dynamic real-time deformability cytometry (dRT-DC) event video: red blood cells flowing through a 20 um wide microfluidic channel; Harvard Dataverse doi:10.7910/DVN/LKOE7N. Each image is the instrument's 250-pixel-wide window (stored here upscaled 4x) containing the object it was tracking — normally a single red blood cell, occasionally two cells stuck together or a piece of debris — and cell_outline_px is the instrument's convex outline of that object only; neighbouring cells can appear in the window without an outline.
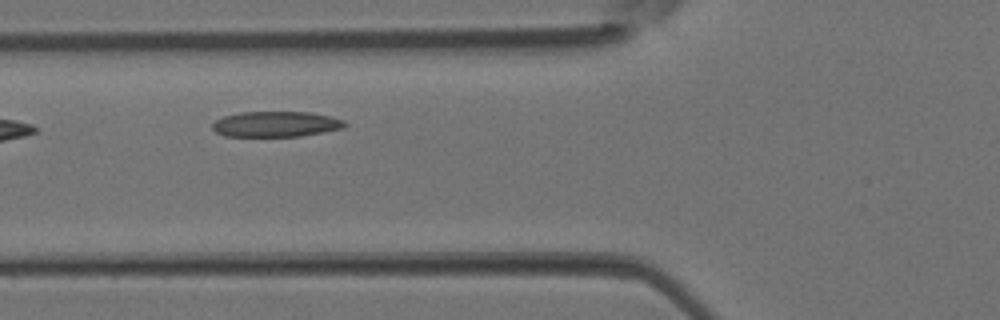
{"species": "Egyptian fruit bat (a non-hibernating species)", "species_latin": "Rousettus aegyptiacus", "temperature_condition": "room temperature", "stored_images_in_passage": 6, "camera_frame_rate_fps": 3000, "um_per_image_px": 0.085, "animal": {"sex": "female"}, "frame": {"image": 1, "passage_image": 5, "time_ms": 1.333, "image_size_px": [1000, 320], "cell_outline_px": [[348, 124], [344, 128], [300, 136], [224, 136], [216, 132], [212, 128], [212, 124], [216, 120], [224, 116], [240, 112], [308, 112], [332, 116], [344, 120]], "centroid_in_image_um": [23.47, 10.55], "position_along_channel_um": 102.3, "area_um2": 19.71}}
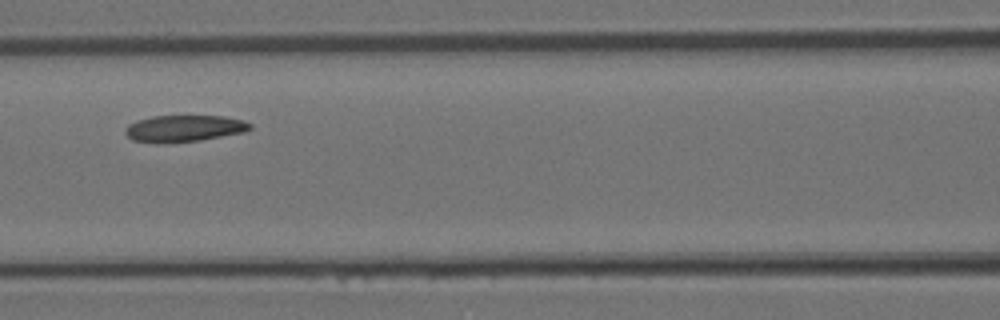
{"frame": {"image": 2, "passage_image": 6, "time_ms": 1.667, "image_size_px": [1000, 320], "cell_outline_px": [[252, 128], [244, 132], [200, 140], [132, 140], [124, 132], [124, 128], [128, 124], [136, 120], [152, 116], [224, 116], [244, 120], [252, 124]], "centroid_in_image_um": [15.71, 10.86], "position_along_channel_um": 150.9, "area_um2": 18.61}}